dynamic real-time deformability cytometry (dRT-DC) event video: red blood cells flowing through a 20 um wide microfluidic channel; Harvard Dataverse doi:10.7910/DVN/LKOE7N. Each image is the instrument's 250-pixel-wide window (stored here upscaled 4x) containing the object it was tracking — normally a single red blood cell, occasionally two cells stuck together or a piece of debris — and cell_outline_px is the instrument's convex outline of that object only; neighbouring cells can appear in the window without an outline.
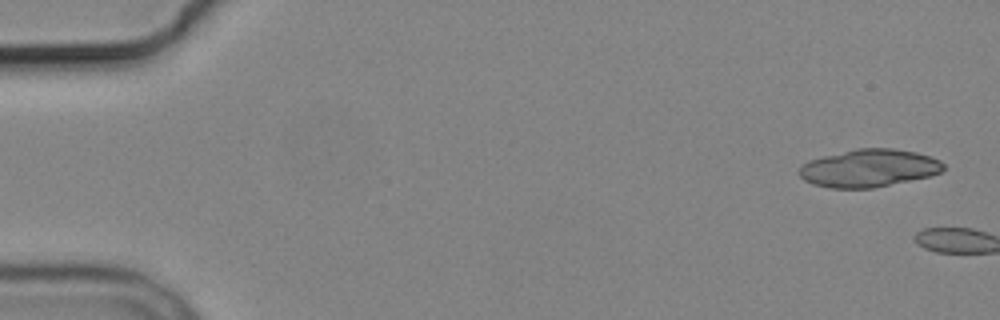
{"species": "common noctule bat (a hibernating species)", "species_latin": "Nyctalus noctula", "temperature_condition": "cold", "stored_images_in_passage": 4, "camera_frame_rate_fps": 3000, "um_per_image_px": 0.085, "animal": {"sex": "male", "body_mass_g": 19.2, "forearm_length_mm": 51.8}, "frame": {"image": 1, "passage_image": 1, "time_ms": 0.0, "image_size_px": [1000, 320], "cell_outline_px": [[944, 168], [940, 172], [932, 176], [872, 188], [828, 188], [812, 184], [804, 180], [800, 176], [800, 168], [808, 160], [856, 148], [896, 148], [916, 152], [940, 160], [944, 164]], "centroid_in_image_um": [73.87, 14.29], "position_along_channel_um": 11.1, "area_um2": 31.73}}